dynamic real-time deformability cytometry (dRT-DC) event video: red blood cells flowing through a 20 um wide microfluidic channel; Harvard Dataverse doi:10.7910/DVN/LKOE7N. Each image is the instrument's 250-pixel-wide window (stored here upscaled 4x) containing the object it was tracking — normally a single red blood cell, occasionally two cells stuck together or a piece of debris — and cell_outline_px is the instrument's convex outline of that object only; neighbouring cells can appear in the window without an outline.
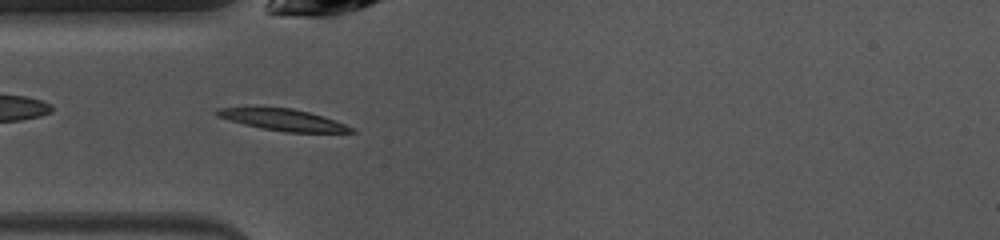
{"species": "common noctule bat (a hibernating species)", "species_latin": "Nyctalus noctula", "temperature_condition": "warm", "stored_images_in_passage": 38, "camera_frame_rate_fps": 3000, "um_per_image_px": 0.085, "animal": {"sex": "female", "body_mass_g": 10.0, "forearm_length_mm": 53.1}, "frame": {"image": 1, "passage_image": 3, "time_ms": 0.667, "image_size_px": [1000, 240], "cell_outline_px": [[356, 132], [284, 132], [260, 128], [228, 120], [216, 116], [212, 112], [216, 108], [292, 108], [324, 116], [336, 120], [356, 128]], "centroid_in_image_um": [24.08, 10.19], "position_along_channel_um": 60.9, "area_um2": 16.88}}
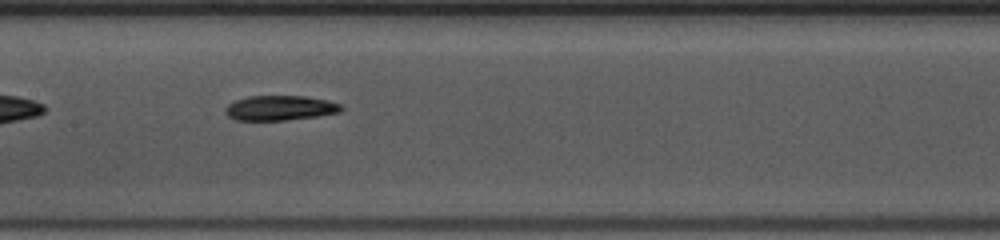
{"frame": {"image": 2, "passage_image": 12, "time_ms": 3.667, "image_size_px": [1000, 240], "cell_outline_px": [[344, 108], [340, 112], [316, 116], [284, 120], [236, 120], [228, 116], [224, 112], [224, 108], [228, 104], [236, 100], [248, 96], [304, 96], [328, 100], [340, 104]], "centroid_in_image_um": [23.78, 9.17], "position_along_channel_um": 183.6, "area_um2": 16.76}}
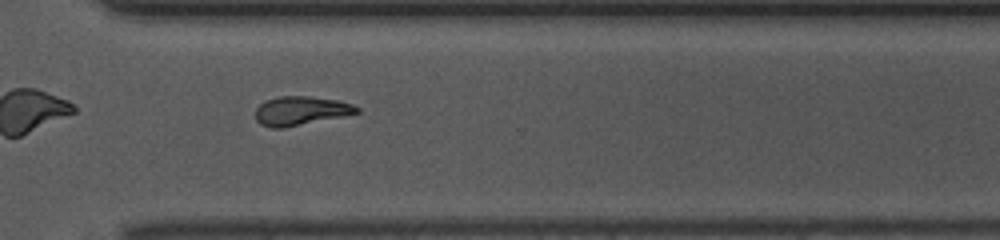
{"frame": {"image": 3, "passage_image": 24, "time_ms": 7.667, "image_size_px": [1000, 240], "cell_outline_px": [[360, 112], [344, 116], [284, 128], [272, 128], [260, 124], [256, 120], [256, 108], [260, 104], [268, 100], [280, 96], [308, 96], [336, 100], [352, 104], [360, 108]], "centroid_in_image_um": [25.57, 9.42], "position_along_channel_um": 345.0, "area_um2": 16.99}, "authors_computed_cell_mechanics": {"area_um2": 17.1955, "velocity_mm_per_s": 4.0472, "shape_relaxation_time_tau1_ms": 6.1018, "shape_relaxation_time_tau2_ms": 5.3322, "deformation_change_tau1": 0.2153, "deformation_change_tau2": 0.1396}}